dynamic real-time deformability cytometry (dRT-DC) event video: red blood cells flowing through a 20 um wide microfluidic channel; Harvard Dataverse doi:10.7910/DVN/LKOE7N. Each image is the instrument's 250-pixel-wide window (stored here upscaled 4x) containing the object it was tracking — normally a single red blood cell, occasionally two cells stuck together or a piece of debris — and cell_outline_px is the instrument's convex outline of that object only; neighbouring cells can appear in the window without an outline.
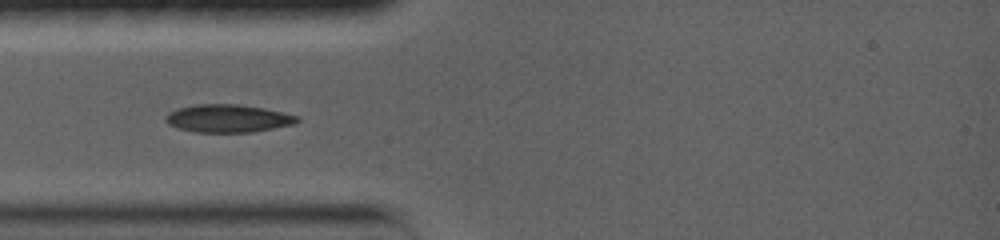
{"species": "common noctule bat (a hibernating species)", "species_latin": "Nyctalus noctula", "temperature_condition": "warm", "stored_images_in_passage": 34, "camera_frame_rate_fps": 5000, "um_per_image_px": 0.085, "animal": {"sex": "female", "body_mass_g": 19.0, "forearm_length_mm": 56.7}, "frame": {"image": 1, "passage_image": 1, "time_ms": 0.0, "image_size_px": [1000, 240], "cell_outline_px": [[300, 120], [296, 124], [252, 132], [192, 132], [176, 128], [168, 124], [164, 120], [164, 116], [168, 112], [180, 108], [196, 104], [236, 104], [264, 108], [300, 116]], "centroid_in_image_um": [19.37, 10.07], "position_along_channel_um": 65.6, "area_um2": 21.56}}
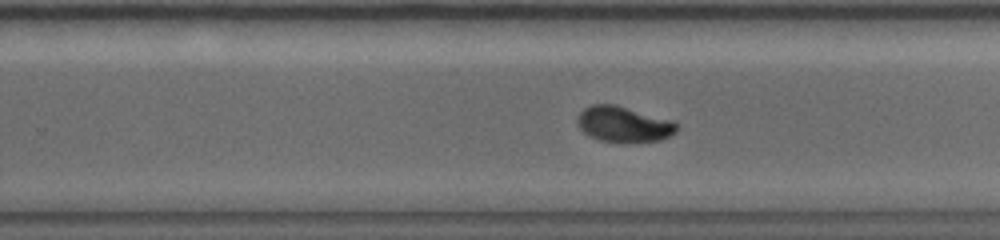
{"frame": {"image": 2, "passage_image": 18, "time_ms": 5.8, "image_size_px": [1000, 240], "cell_outline_px": [[680, 124], [676, 132], [660, 140], [624, 144], [600, 140], [588, 136], [580, 128], [576, 120], [580, 112], [584, 108], [592, 104], [616, 104], [676, 120]], "centroid_in_image_um": [53.06, 10.56], "position_along_channel_um": 276.7, "area_um2": 21.39}}
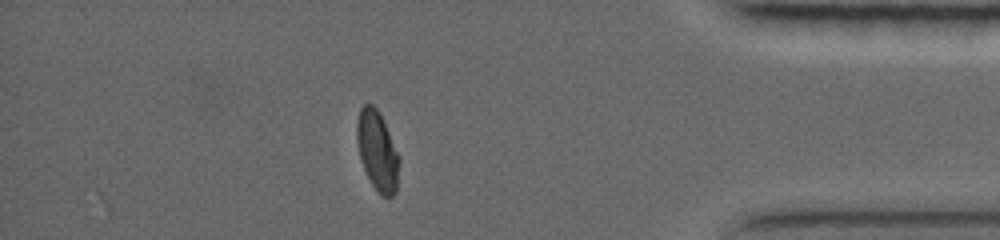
{"frame": {"image": 3, "passage_image": 28, "time_ms": 10.2, "image_size_px": [1000, 240], "cell_outline_px": [[400, 160], [396, 192], [392, 196], [384, 196], [372, 184], [364, 168], [360, 156], [356, 140], [356, 124], [360, 108], [364, 104], [372, 104], [380, 112], [400, 156]], "centroid_in_image_um": [32.09, 12.77], "position_along_channel_um": 403.1, "area_um2": 19.59}}